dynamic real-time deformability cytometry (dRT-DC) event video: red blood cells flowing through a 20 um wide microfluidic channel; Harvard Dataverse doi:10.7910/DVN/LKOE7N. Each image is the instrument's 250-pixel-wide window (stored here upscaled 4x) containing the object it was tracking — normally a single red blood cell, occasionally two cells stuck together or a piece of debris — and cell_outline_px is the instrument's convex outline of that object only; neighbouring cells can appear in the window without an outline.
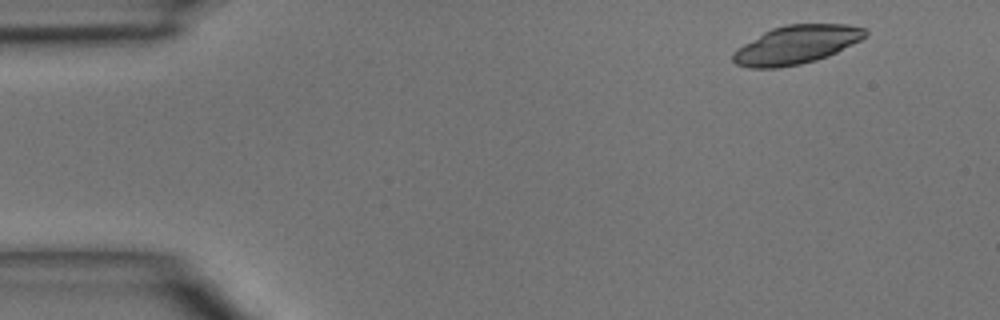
{"species": "common noctule bat (a hibernating species)", "species_latin": "Nyctalus noctula", "temperature_condition": "room temperature", "stored_images_in_passage": 3, "camera_frame_rate_fps": 3000, "um_per_image_px": 0.085, "animal": {"sex": "male", "body_mass_g": 15.6}, "frame": {"image": 1, "passage_image": 1, "time_ms": 0.0, "image_size_px": [1000, 320], "cell_outline_px": [[868, 32], [860, 40], [828, 56], [816, 60], [800, 64], [776, 68], [748, 68], [736, 64], [732, 60], [732, 52], [736, 48], [764, 32], [772, 28], [784, 24], [848, 24], [864, 28]], "centroid_in_image_um": [67.65, 3.8], "position_along_channel_um": 17.4, "area_um2": 29.59}}